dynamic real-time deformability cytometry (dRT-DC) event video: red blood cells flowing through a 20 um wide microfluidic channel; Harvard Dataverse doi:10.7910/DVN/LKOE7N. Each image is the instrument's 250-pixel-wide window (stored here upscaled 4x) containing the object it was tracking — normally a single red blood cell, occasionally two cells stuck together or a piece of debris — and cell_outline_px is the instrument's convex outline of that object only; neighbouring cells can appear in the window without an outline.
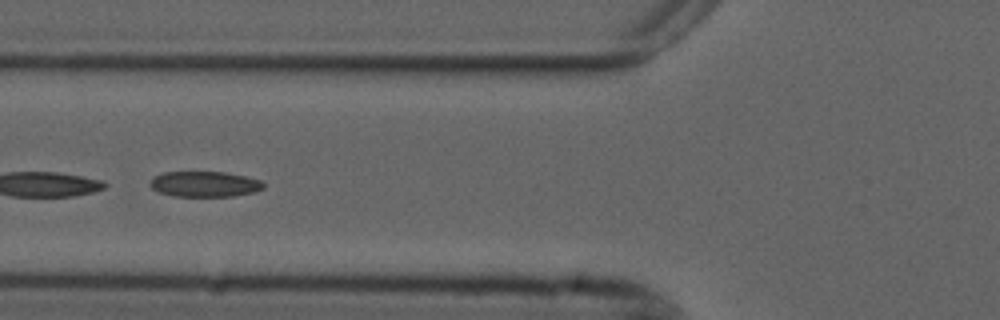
{"species": "common noctule bat (a hibernating species)", "species_latin": "Nyctalus noctula", "temperature_condition": "cold", "stored_images_in_passage": 9, "camera_frame_rate_fps": 3000, "um_per_image_px": 0.085, "animal": {"sex": "male", "forearm_length_mm": 52.5}, "frame": {"image": 1, "passage_image": 7, "time_ms": 2.0, "image_size_px": [1000, 320], "cell_outline_px": [[264, 188], [256, 192], [232, 196], [172, 196], [160, 192], [152, 188], [148, 184], [152, 176], [164, 172], [224, 172], [244, 176], [260, 180], [264, 184]], "centroid_in_image_um": [17.37, 15.65], "position_along_channel_um": 108.4, "area_um2": 16.94}}